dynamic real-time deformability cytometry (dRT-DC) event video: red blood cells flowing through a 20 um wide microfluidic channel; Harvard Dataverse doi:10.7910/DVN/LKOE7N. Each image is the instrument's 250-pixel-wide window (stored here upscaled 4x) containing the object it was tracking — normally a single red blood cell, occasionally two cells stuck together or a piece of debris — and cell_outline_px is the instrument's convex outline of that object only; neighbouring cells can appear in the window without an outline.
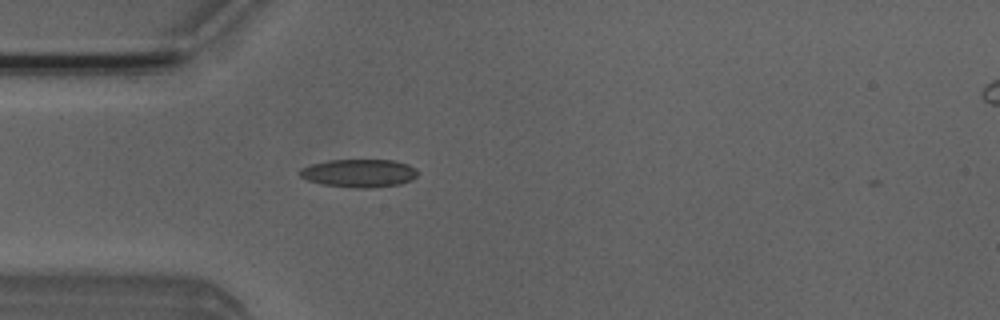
{"species": "Egyptian fruit bat (a non-hibernating species)", "species_latin": "Rousettus aegyptiacus", "temperature_condition": "room temperature", "stored_images_in_passage": 40, "camera_frame_rate_fps": 3000, "um_per_image_px": 0.085, "animal": {"sex": "male"}, "frame": {"image": 1, "passage_image": 3, "time_ms": 0.667, "image_size_px": [1000, 320], "cell_outline_px": [[420, 172], [412, 180], [400, 184], [372, 188], [352, 188], [320, 184], [308, 180], [300, 176], [300, 168], [312, 164], [328, 160], [392, 160], [408, 164], [416, 168]], "centroid_in_image_um": [30.55, 14.72], "position_along_channel_um": 54.5, "area_um2": 19.48}}
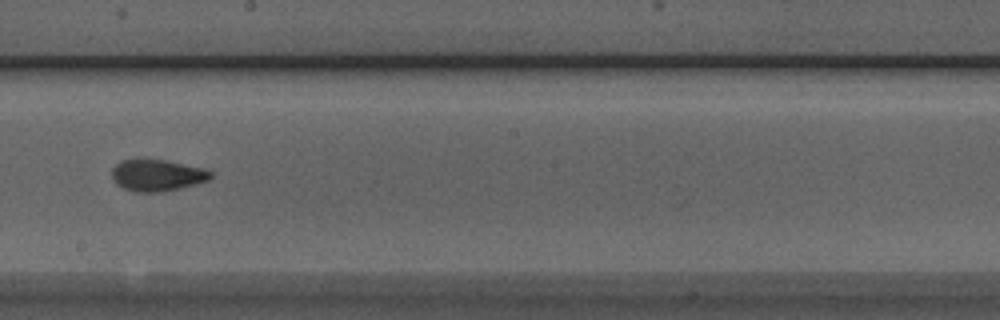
{"frame": {"image": 2, "passage_image": 17, "time_ms": 5.333, "image_size_px": [1000, 320], "cell_outline_px": [[212, 176], [208, 180], [196, 184], [180, 188], [160, 192], [136, 192], [124, 188], [116, 184], [112, 176], [112, 168], [120, 160], [136, 156], [164, 160], [204, 168], [212, 172]], "centroid_in_image_um": [13.31, 14.86], "position_along_channel_um": 234.9, "area_um2": 18.67}}
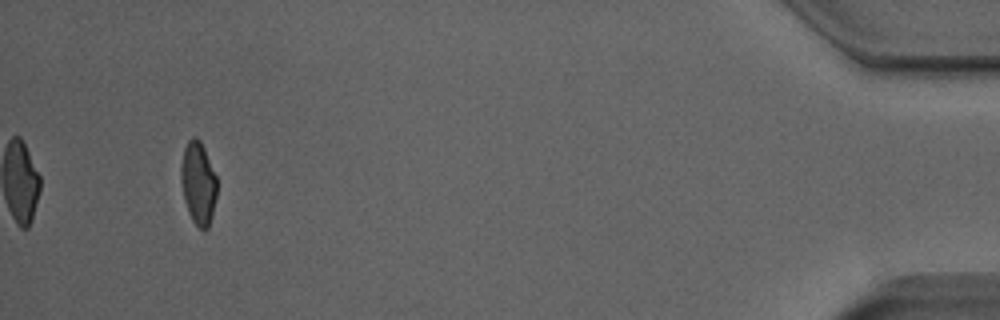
{"frame": {"image": 3, "passage_image": 37, "time_ms": 12.0, "image_size_px": [1000, 320], "cell_outline_px": [[216, 196], [212, 216], [208, 228], [204, 232], [192, 220], [188, 212], [184, 200], [180, 180], [180, 164], [184, 148], [188, 140], [192, 136], [196, 136], [200, 140], [204, 148], [216, 176]], "centroid_in_image_um": [16.83, 15.56], "position_along_channel_um": 418.4, "area_um2": 17.51}, "authors_computed_cell_mechanics": {"area_um2": 18.0336, "velocity_mm_per_s": 3.9607, "shape_relaxation_time_tau1_ms": 6.2917, "shape_relaxation_time_tau2_ms": 1.2832, "deformation_change_tau1": 0.1696, "deformation_change_tau2": 0.0685}}